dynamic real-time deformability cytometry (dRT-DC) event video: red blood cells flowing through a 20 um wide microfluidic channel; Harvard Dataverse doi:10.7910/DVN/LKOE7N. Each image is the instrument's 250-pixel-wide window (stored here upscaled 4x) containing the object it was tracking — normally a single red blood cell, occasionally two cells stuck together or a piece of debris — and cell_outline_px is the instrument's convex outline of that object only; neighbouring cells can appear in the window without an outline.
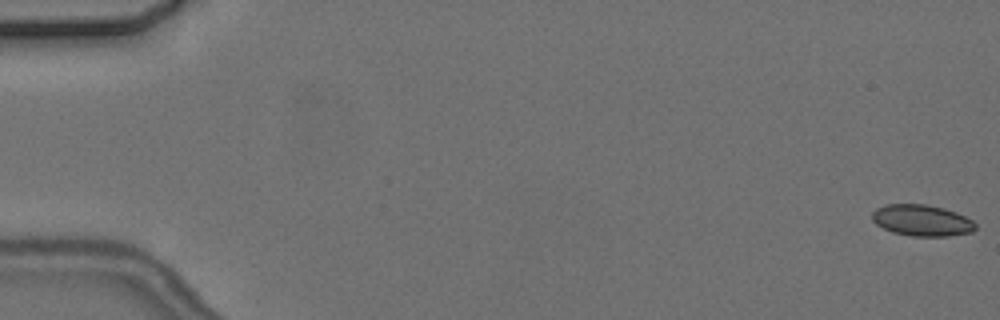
{"species": "common noctule bat (a hibernating species)", "species_latin": "Nyctalus noctula", "temperature_condition": "cold", "stored_images_in_passage": 3, "camera_frame_rate_fps": 3000, "um_per_image_px": 0.085, "animal": {"sex": "female", "body_mass_g": 24.6, "forearm_length_mm": 56.2}, "frame": {"image": 1, "passage_image": 1, "time_ms": 0.0, "image_size_px": [1000, 320], "cell_outline_px": [[976, 228], [972, 232], [948, 236], [912, 236], [892, 232], [876, 224], [872, 220], [872, 212], [876, 208], [884, 204], [924, 204], [944, 208], [956, 212], [972, 220], [976, 224]], "centroid_in_image_um": [78.35, 18.73], "position_along_channel_um": 6.7, "area_um2": 18.9}}